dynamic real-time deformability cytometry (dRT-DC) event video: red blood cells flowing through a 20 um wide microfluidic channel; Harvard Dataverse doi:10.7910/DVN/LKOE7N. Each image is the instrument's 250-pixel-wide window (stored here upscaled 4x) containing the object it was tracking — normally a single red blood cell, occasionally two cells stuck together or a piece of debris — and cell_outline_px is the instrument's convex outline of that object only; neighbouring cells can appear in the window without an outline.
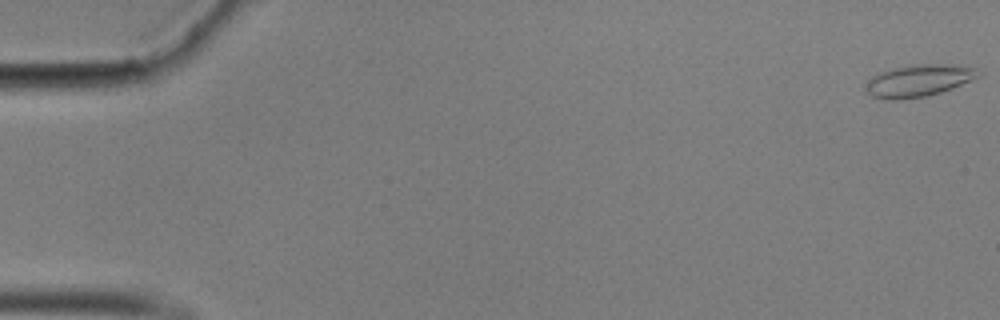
{"species": "common noctule bat (a hibernating species)", "species_latin": "Nyctalus noctula", "temperature_condition": "cold", "stored_images_in_passage": 57, "camera_frame_rate_fps": 3000, "um_per_image_px": 0.085, "animal": {"sex": "male", "body_mass_g": 17.9}, "frame": {"image": 1, "passage_image": 1, "time_ms": 0.0, "image_size_px": [1000, 320], "cell_outline_px": [[980, 76], [972, 80], [952, 88], [928, 96], [900, 100], [884, 100], [872, 96], [864, 92], [864, 88], [872, 76], [880, 72], [912, 64], [944, 64], [976, 68], [980, 72]], "centroid_in_image_um": [78.05, 6.87], "position_along_channel_um": 7.0, "area_um2": 21.1}}
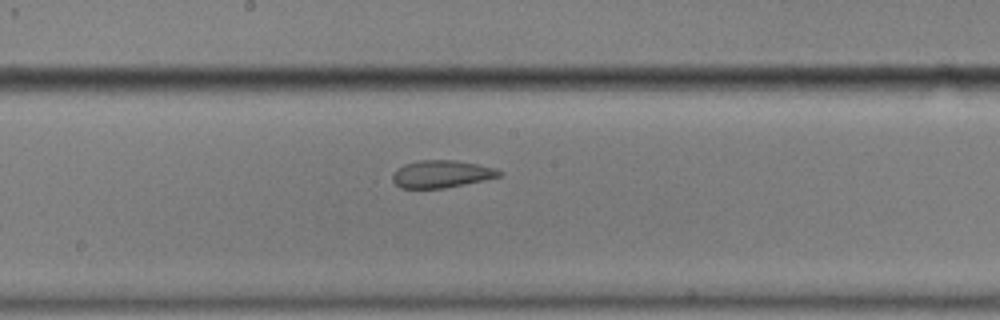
{"frame": {"image": 2, "passage_image": 31, "time_ms": 10.0, "image_size_px": [1000, 320], "cell_outline_px": [[504, 176], [444, 188], [400, 188], [392, 180], [392, 172], [396, 168], [404, 164], [420, 160], [456, 160], [496, 168], [504, 172]], "centroid_in_image_um": [37.54, 14.78], "position_along_channel_um": 210.7, "area_um2": 17.22}}
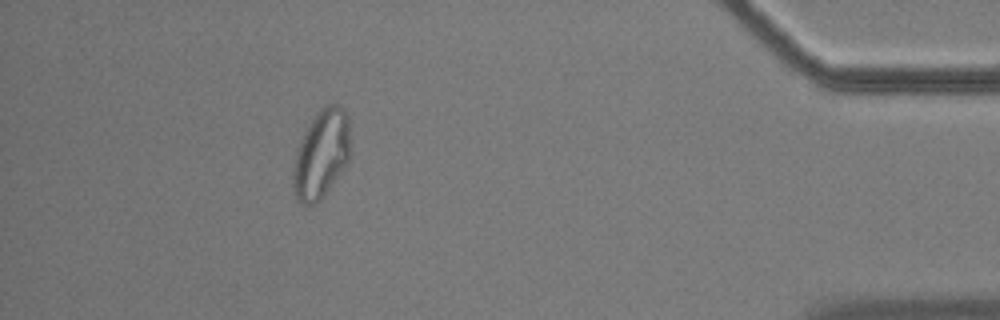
{"frame": {"image": 3, "passage_image": 52, "time_ms": 17.0, "image_size_px": [1000, 320], "cell_outline_px": [[348, 160], [340, 172], [320, 200], [316, 204], [300, 204], [292, 192], [292, 172], [296, 148], [304, 132], [316, 112], [324, 104], [336, 104], [344, 108], [348, 116]], "centroid_in_image_um": [27.25, 13.1], "position_along_channel_um": 408.0, "area_um2": 29.42}, "authors_computed_cell_mechanics": {"area_um2": 19.5364, "velocity_mm_per_s": 3.525, "shape_relaxation_time_tau1_ms": null, "shape_relaxation_time_tau2_ms": 1.4317, "deformation_change_tau1": null, "deformation_change_tau2": 0.0609}}